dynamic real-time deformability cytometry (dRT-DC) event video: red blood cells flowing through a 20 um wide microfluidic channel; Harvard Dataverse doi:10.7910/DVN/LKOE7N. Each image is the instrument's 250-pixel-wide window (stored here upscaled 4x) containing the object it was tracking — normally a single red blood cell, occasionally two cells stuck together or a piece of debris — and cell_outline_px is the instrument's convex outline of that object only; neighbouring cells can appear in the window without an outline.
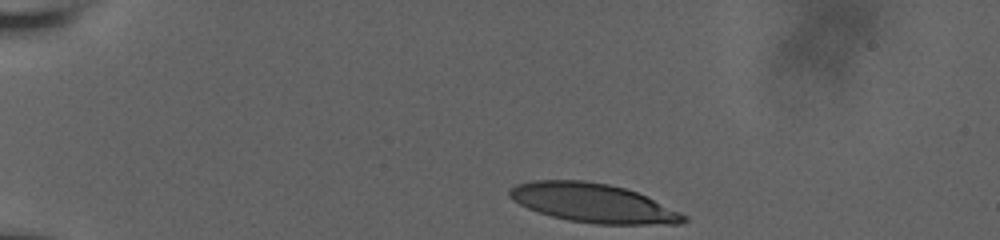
{"species": "human", "species_latin": "Homo sapiens", "temperature_condition": "room temperature", "stored_images_in_passage": 7, "camera_frame_rate_fps": 3000, "um_per_image_px": 0.085, "donor": {"sex": "male"}, "frame": {"image": 1, "passage_image": 1, "time_ms": 0.0, "image_size_px": [1000, 240], "cell_outline_px": [[688, 220], [680, 224], [596, 224], [568, 220], [552, 216], [528, 208], [512, 200], [508, 196], [508, 188], [516, 184], [532, 180], [584, 180], [608, 184], [624, 188], [636, 192], [680, 212], [688, 216]], "centroid_in_image_um": [50.38, 17.25], "position_along_channel_um": 34.6, "area_um2": 39.42}}
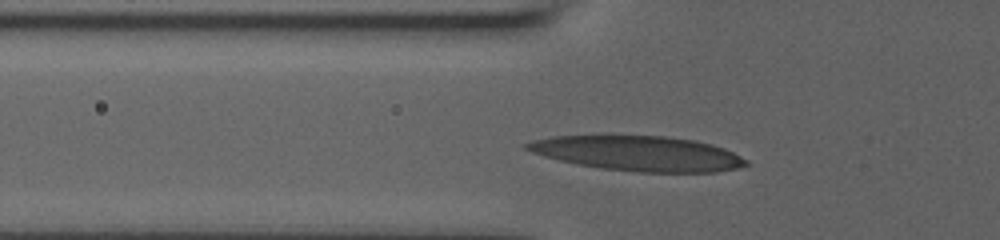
{"frame": {"image": 2, "passage_image": 6, "time_ms": 3.0, "image_size_px": [1000, 240], "cell_outline_px": [[748, 164], [736, 168], [716, 172], [640, 172], [600, 168], [560, 160], [544, 156], [532, 152], [524, 148], [524, 144], [532, 140], [552, 136], [604, 132], [612, 132], [664, 136], [692, 140], [712, 144], [724, 148], [748, 160]], "centroid_in_image_um": [54.15, 12.98], "position_along_channel_um": 71.7, "area_um2": 45.95}}